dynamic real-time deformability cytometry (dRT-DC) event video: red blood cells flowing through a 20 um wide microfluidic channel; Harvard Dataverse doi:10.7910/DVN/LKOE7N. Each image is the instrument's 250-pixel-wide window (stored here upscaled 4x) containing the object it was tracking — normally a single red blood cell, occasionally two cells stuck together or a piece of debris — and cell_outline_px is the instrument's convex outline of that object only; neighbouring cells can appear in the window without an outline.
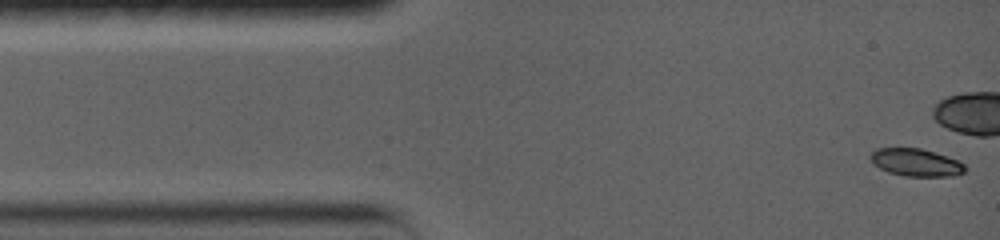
{"species": "common noctule bat (a hibernating species)", "species_latin": "Nyctalus noctula", "temperature_condition": "warm", "stored_images_in_passage": 33, "camera_frame_rate_fps": 5000, "um_per_image_px": 0.085, "animal": {"sex": "female", "body_mass_g": 19.0, "forearm_length_mm": 56.7}, "frame": {"image": 1, "passage_image": 1, "time_ms": 0.0, "image_size_px": [1000, 240], "cell_outline_px": [[964, 172], [952, 176], [904, 176], [888, 172], [872, 164], [868, 156], [876, 148], [920, 148], [948, 156], [960, 160], [964, 164]], "centroid_in_image_um": [77.82, 13.8], "position_along_channel_um": 7.2, "area_um2": 15.32}, "authors_computed_cell_mechanics": {"area_um2": 16.4152, "velocity_mm_per_s": 3.7653, "shape_relaxation_time_tau1_ms": 4.5692, "shape_relaxation_time_tau2_ms": null, "deformation_change_tau1": 0.1264, "deformation_change_tau2": null}}